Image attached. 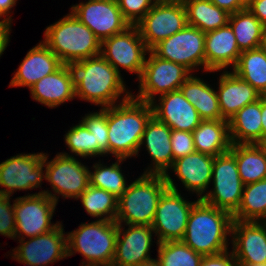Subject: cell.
I'll list each match as a JSON object with an SVG mask.
<instances>
[{
    "instance_id": "6da1fadb",
    "label": "cell",
    "mask_w": 266,
    "mask_h": 266,
    "mask_svg": "<svg viewBox=\"0 0 266 266\" xmlns=\"http://www.w3.org/2000/svg\"><path fill=\"white\" fill-rule=\"evenodd\" d=\"M64 65L75 88V98L106 108L132 97L122 75L100 54Z\"/></svg>"
},
{
    "instance_id": "7a4b0ae2",
    "label": "cell",
    "mask_w": 266,
    "mask_h": 266,
    "mask_svg": "<svg viewBox=\"0 0 266 266\" xmlns=\"http://www.w3.org/2000/svg\"><path fill=\"white\" fill-rule=\"evenodd\" d=\"M152 116L151 103L133 97L107 107L109 156L112 154L115 159L138 157L142 135Z\"/></svg>"
},
{
    "instance_id": "3957f363",
    "label": "cell",
    "mask_w": 266,
    "mask_h": 266,
    "mask_svg": "<svg viewBox=\"0 0 266 266\" xmlns=\"http://www.w3.org/2000/svg\"><path fill=\"white\" fill-rule=\"evenodd\" d=\"M233 215L201 199L193 206L181 241L195 252L215 255L229 250Z\"/></svg>"
},
{
    "instance_id": "277c9868",
    "label": "cell",
    "mask_w": 266,
    "mask_h": 266,
    "mask_svg": "<svg viewBox=\"0 0 266 266\" xmlns=\"http://www.w3.org/2000/svg\"><path fill=\"white\" fill-rule=\"evenodd\" d=\"M42 42L63 64L100 54L101 41L71 11L46 27Z\"/></svg>"
},
{
    "instance_id": "5b68a950",
    "label": "cell",
    "mask_w": 266,
    "mask_h": 266,
    "mask_svg": "<svg viewBox=\"0 0 266 266\" xmlns=\"http://www.w3.org/2000/svg\"><path fill=\"white\" fill-rule=\"evenodd\" d=\"M67 234V257L80 253V266H112L115 255L118 223L95 220L81 223Z\"/></svg>"
},
{
    "instance_id": "8992f818",
    "label": "cell",
    "mask_w": 266,
    "mask_h": 266,
    "mask_svg": "<svg viewBox=\"0 0 266 266\" xmlns=\"http://www.w3.org/2000/svg\"><path fill=\"white\" fill-rule=\"evenodd\" d=\"M168 188L164 175L143 174L118 198L116 222L125 225L151 226L158 201Z\"/></svg>"
},
{
    "instance_id": "52a82bcc",
    "label": "cell",
    "mask_w": 266,
    "mask_h": 266,
    "mask_svg": "<svg viewBox=\"0 0 266 266\" xmlns=\"http://www.w3.org/2000/svg\"><path fill=\"white\" fill-rule=\"evenodd\" d=\"M165 179L168 188L161 195L156 209L152 228L153 236H157V243L168 241H181L186 230L188 218L193 206L200 200L187 201L178 191L176 180H173L170 172ZM171 176V177H170Z\"/></svg>"
},
{
    "instance_id": "ba28073f",
    "label": "cell",
    "mask_w": 266,
    "mask_h": 266,
    "mask_svg": "<svg viewBox=\"0 0 266 266\" xmlns=\"http://www.w3.org/2000/svg\"><path fill=\"white\" fill-rule=\"evenodd\" d=\"M48 157L49 154L45 153V180L50 183L54 194L48 189L39 193H45L57 204L59 196L77 200L90 185L89 167L75 156L59 152L50 161Z\"/></svg>"
},
{
    "instance_id": "9c48e42d",
    "label": "cell",
    "mask_w": 266,
    "mask_h": 266,
    "mask_svg": "<svg viewBox=\"0 0 266 266\" xmlns=\"http://www.w3.org/2000/svg\"><path fill=\"white\" fill-rule=\"evenodd\" d=\"M191 74L183 65L159 58L149 50L142 74L137 80L138 94L132 93V97L151 103L159 94L179 90Z\"/></svg>"
},
{
    "instance_id": "30bf717a",
    "label": "cell",
    "mask_w": 266,
    "mask_h": 266,
    "mask_svg": "<svg viewBox=\"0 0 266 266\" xmlns=\"http://www.w3.org/2000/svg\"><path fill=\"white\" fill-rule=\"evenodd\" d=\"M211 185L212 189L201 200L233 215L239 208L244 183L235 156L230 151L215 157Z\"/></svg>"
},
{
    "instance_id": "8fae6325",
    "label": "cell",
    "mask_w": 266,
    "mask_h": 266,
    "mask_svg": "<svg viewBox=\"0 0 266 266\" xmlns=\"http://www.w3.org/2000/svg\"><path fill=\"white\" fill-rule=\"evenodd\" d=\"M56 206L57 203L45 193H28L15 198V240L35 237L53 230L60 223L51 222Z\"/></svg>"
},
{
    "instance_id": "7c38bea8",
    "label": "cell",
    "mask_w": 266,
    "mask_h": 266,
    "mask_svg": "<svg viewBox=\"0 0 266 266\" xmlns=\"http://www.w3.org/2000/svg\"><path fill=\"white\" fill-rule=\"evenodd\" d=\"M149 49L140 36L136 25L101 41L100 55L120 74L121 70L134 73L137 80L142 74ZM120 67V68H119Z\"/></svg>"
},
{
    "instance_id": "4fadbf2b",
    "label": "cell",
    "mask_w": 266,
    "mask_h": 266,
    "mask_svg": "<svg viewBox=\"0 0 266 266\" xmlns=\"http://www.w3.org/2000/svg\"><path fill=\"white\" fill-rule=\"evenodd\" d=\"M45 153H19L0 163V194L41 188L45 180ZM4 187V188H3ZM3 188V189H2Z\"/></svg>"
},
{
    "instance_id": "5bb4252c",
    "label": "cell",
    "mask_w": 266,
    "mask_h": 266,
    "mask_svg": "<svg viewBox=\"0 0 266 266\" xmlns=\"http://www.w3.org/2000/svg\"><path fill=\"white\" fill-rule=\"evenodd\" d=\"M151 51L159 58L183 65L192 74L199 67L205 72V33L196 27L187 25Z\"/></svg>"
},
{
    "instance_id": "9a60e30c",
    "label": "cell",
    "mask_w": 266,
    "mask_h": 266,
    "mask_svg": "<svg viewBox=\"0 0 266 266\" xmlns=\"http://www.w3.org/2000/svg\"><path fill=\"white\" fill-rule=\"evenodd\" d=\"M62 221L51 231L28 240L18 239L19 246L12 249L11 259L26 266H47L67 258V232Z\"/></svg>"
},
{
    "instance_id": "2e32d148",
    "label": "cell",
    "mask_w": 266,
    "mask_h": 266,
    "mask_svg": "<svg viewBox=\"0 0 266 266\" xmlns=\"http://www.w3.org/2000/svg\"><path fill=\"white\" fill-rule=\"evenodd\" d=\"M187 25V14L182 0L173 4L153 5L136 24L149 50Z\"/></svg>"
},
{
    "instance_id": "e0dca14e",
    "label": "cell",
    "mask_w": 266,
    "mask_h": 266,
    "mask_svg": "<svg viewBox=\"0 0 266 266\" xmlns=\"http://www.w3.org/2000/svg\"><path fill=\"white\" fill-rule=\"evenodd\" d=\"M71 12L103 41L123 32L130 24L124 19L117 0H88L72 5Z\"/></svg>"
},
{
    "instance_id": "ac0fdd59",
    "label": "cell",
    "mask_w": 266,
    "mask_h": 266,
    "mask_svg": "<svg viewBox=\"0 0 266 266\" xmlns=\"http://www.w3.org/2000/svg\"><path fill=\"white\" fill-rule=\"evenodd\" d=\"M230 239L237 264L266 263V222L233 219Z\"/></svg>"
},
{
    "instance_id": "d6986e66",
    "label": "cell",
    "mask_w": 266,
    "mask_h": 266,
    "mask_svg": "<svg viewBox=\"0 0 266 266\" xmlns=\"http://www.w3.org/2000/svg\"><path fill=\"white\" fill-rule=\"evenodd\" d=\"M124 225V226H123ZM118 223L115 255L112 266H137L152 259L153 228L148 225H126Z\"/></svg>"
},
{
    "instance_id": "ffe728a7",
    "label": "cell",
    "mask_w": 266,
    "mask_h": 266,
    "mask_svg": "<svg viewBox=\"0 0 266 266\" xmlns=\"http://www.w3.org/2000/svg\"><path fill=\"white\" fill-rule=\"evenodd\" d=\"M158 97L151 102L153 115L172 130L193 132L203 121L180 89Z\"/></svg>"
},
{
    "instance_id": "44dd1931",
    "label": "cell",
    "mask_w": 266,
    "mask_h": 266,
    "mask_svg": "<svg viewBox=\"0 0 266 266\" xmlns=\"http://www.w3.org/2000/svg\"><path fill=\"white\" fill-rule=\"evenodd\" d=\"M172 129L159 121L154 115L147 122L138 149V154L144 145L151 157V164L143 174L165 175L172 167L174 158L171 147Z\"/></svg>"
},
{
    "instance_id": "7402d4cb",
    "label": "cell",
    "mask_w": 266,
    "mask_h": 266,
    "mask_svg": "<svg viewBox=\"0 0 266 266\" xmlns=\"http://www.w3.org/2000/svg\"><path fill=\"white\" fill-rule=\"evenodd\" d=\"M215 157L201 152H194L174 160L169 171L178 177L185 190L195 193L202 199L211 186Z\"/></svg>"
},
{
    "instance_id": "603a6c76",
    "label": "cell",
    "mask_w": 266,
    "mask_h": 266,
    "mask_svg": "<svg viewBox=\"0 0 266 266\" xmlns=\"http://www.w3.org/2000/svg\"><path fill=\"white\" fill-rule=\"evenodd\" d=\"M240 51L233 29L225 26L205 33V72L214 73L233 69Z\"/></svg>"
},
{
    "instance_id": "cb8c5ba5",
    "label": "cell",
    "mask_w": 266,
    "mask_h": 266,
    "mask_svg": "<svg viewBox=\"0 0 266 266\" xmlns=\"http://www.w3.org/2000/svg\"><path fill=\"white\" fill-rule=\"evenodd\" d=\"M63 63L42 42L29 49L19 68L14 72L9 87H28L57 71Z\"/></svg>"
},
{
    "instance_id": "d4e9b609",
    "label": "cell",
    "mask_w": 266,
    "mask_h": 266,
    "mask_svg": "<svg viewBox=\"0 0 266 266\" xmlns=\"http://www.w3.org/2000/svg\"><path fill=\"white\" fill-rule=\"evenodd\" d=\"M216 93L222 117L229 120L244 106L259 100L262 95L233 71H223L218 78Z\"/></svg>"
},
{
    "instance_id": "484cf974",
    "label": "cell",
    "mask_w": 266,
    "mask_h": 266,
    "mask_svg": "<svg viewBox=\"0 0 266 266\" xmlns=\"http://www.w3.org/2000/svg\"><path fill=\"white\" fill-rule=\"evenodd\" d=\"M29 89L33 100L51 109L75 99V88L72 86L69 72L64 64Z\"/></svg>"
},
{
    "instance_id": "4316f807",
    "label": "cell",
    "mask_w": 266,
    "mask_h": 266,
    "mask_svg": "<svg viewBox=\"0 0 266 266\" xmlns=\"http://www.w3.org/2000/svg\"><path fill=\"white\" fill-rule=\"evenodd\" d=\"M261 116V98L235 113L228 120L232 144H258L263 139Z\"/></svg>"
},
{
    "instance_id": "83f0119b",
    "label": "cell",
    "mask_w": 266,
    "mask_h": 266,
    "mask_svg": "<svg viewBox=\"0 0 266 266\" xmlns=\"http://www.w3.org/2000/svg\"><path fill=\"white\" fill-rule=\"evenodd\" d=\"M192 135L196 152L216 157L230 151L232 142L229 123L225 119L203 120Z\"/></svg>"
},
{
    "instance_id": "f1b7e54d",
    "label": "cell",
    "mask_w": 266,
    "mask_h": 266,
    "mask_svg": "<svg viewBox=\"0 0 266 266\" xmlns=\"http://www.w3.org/2000/svg\"><path fill=\"white\" fill-rule=\"evenodd\" d=\"M184 97L194 106L202 120L224 119L219 109L215 88L194 73L180 87Z\"/></svg>"
},
{
    "instance_id": "f546056e",
    "label": "cell",
    "mask_w": 266,
    "mask_h": 266,
    "mask_svg": "<svg viewBox=\"0 0 266 266\" xmlns=\"http://www.w3.org/2000/svg\"><path fill=\"white\" fill-rule=\"evenodd\" d=\"M230 152L244 185L266 179V153L258 144H232Z\"/></svg>"
},
{
    "instance_id": "4dcf8cb0",
    "label": "cell",
    "mask_w": 266,
    "mask_h": 266,
    "mask_svg": "<svg viewBox=\"0 0 266 266\" xmlns=\"http://www.w3.org/2000/svg\"><path fill=\"white\" fill-rule=\"evenodd\" d=\"M186 9L187 23L204 33L216 30L228 23L229 13L210 0H182Z\"/></svg>"
},
{
    "instance_id": "1f68e13d",
    "label": "cell",
    "mask_w": 266,
    "mask_h": 266,
    "mask_svg": "<svg viewBox=\"0 0 266 266\" xmlns=\"http://www.w3.org/2000/svg\"><path fill=\"white\" fill-rule=\"evenodd\" d=\"M228 23L233 29L241 52L260 47L265 26L247 8L229 15Z\"/></svg>"
},
{
    "instance_id": "d6a6232c",
    "label": "cell",
    "mask_w": 266,
    "mask_h": 266,
    "mask_svg": "<svg viewBox=\"0 0 266 266\" xmlns=\"http://www.w3.org/2000/svg\"><path fill=\"white\" fill-rule=\"evenodd\" d=\"M232 71L261 95L266 92V53L260 47L243 51Z\"/></svg>"
},
{
    "instance_id": "836d02e7",
    "label": "cell",
    "mask_w": 266,
    "mask_h": 266,
    "mask_svg": "<svg viewBox=\"0 0 266 266\" xmlns=\"http://www.w3.org/2000/svg\"><path fill=\"white\" fill-rule=\"evenodd\" d=\"M233 219L266 222V179L244 185L241 202Z\"/></svg>"
},
{
    "instance_id": "e575fe53",
    "label": "cell",
    "mask_w": 266,
    "mask_h": 266,
    "mask_svg": "<svg viewBox=\"0 0 266 266\" xmlns=\"http://www.w3.org/2000/svg\"><path fill=\"white\" fill-rule=\"evenodd\" d=\"M126 159L116 158L111 165L101 163V160L92 166L94 171L89 170L90 185L101 188L119 198L128 186L127 178L122 173L121 164Z\"/></svg>"
},
{
    "instance_id": "d590c367",
    "label": "cell",
    "mask_w": 266,
    "mask_h": 266,
    "mask_svg": "<svg viewBox=\"0 0 266 266\" xmlns=\"http://www.w3.org/2000/svg\"><path fill=\"white\" fill-rule=\"evenodd\" d=\"M77 200L82 203L86 213L91 217L98 220H116L118 198L110 192L89 185Z\"/></svg>"
},
{
    "instance_id": "8d00e7d4",
    "label": "cell",
    "mask_w": 266,
    "mask_h": 266,
    "mask_svg": "<svg viewBox=\"0 0 266 266\" xmlns=\"http://www.w3.org/2000/svg\"><path fill=\"white\" fill-rule=\"evenodd\" d=\"M157 260L161 266H200L203 255L183 241L157 243Z\"/></svg>"
},
{
    "instance_id": "74e56055",
    "label": "cell",
    "mask_w": 266,
    "mask_h": 266,
    "mask_svg": "<svg viewBox=\"0 0 266 266\" xmlns=\"http://www.w3.org/2000/svg\"><path fill=\"white\" fill-rule=\"evenodd\" d=\"M81 122L93 134V157L109 155L107 107L97 112H89L81 117ZM108 154V155H107Z\"/></svg>"
},
{
    "instance_id": "f35d334b",
    "label": "cell",
    "mask_w": 266,
    "mask_h": 266,
    "mask_svg": "<svg viewBox=\"0 0 266 266\" xmlns=\"http://www.w3.org/2000/svg\"><path fill=\"white\" fill-rule=\"evenodd\" d=\"M65 145L70 153L60 152L67 156H78L82 159L93 158V134L88 131L86 126L79 121L77 125H73L64 135ZM74 153V154H73Z\"/></svg>"
},
{
    "instance_id": "ab89813d",
    "label": "cell",
    "mask_w": 266,
    "mask_h": 266,
    "mask_svg": "<svg viewBox=\"0 0 266 266\" xmlns=\"http://www.w3.org/2000/svg\"><path fill=\"white\" fill-rule=\"evenodd\" d=\"M117 3L130 25H136L153 6L150 0H117Z\"/></svg>"
},
{
    "instance_id": "60d3db41",
    "label": "cell",
    "mask_w": 266,
    "mask_h": 266,
    "mask_svg": "<svg viewBox=\"0 0 266 266\" xmlns=\"http://www.w3.org/2000/svg\"><path fill=\"white\" fill-rule=\"evenodd\" d=\"M10 196L0 194V235L15 239L14 202Z\"/></svg>"
},
{
    "instance_id": "b9f144b4",
    "label": "cell",
    "mask_w": 266,
    "mask_h": 266,
    "mask_svg": "<svg viewBox=\"0 0 266 266\" xmlns=\"http://www.w3.org/2000/svg\"><path fill=\"white\" fill-rule=\"evenodd\" d=\"M171 147L174 160L195 152L192 132L172 130Z\"/></svg>"
},
{
    "instance_id": "7bdbcfd3",
    "label": "cell",
    "mask_w": 266,
    "mask_h": 266,
    "mask_svg": "<svg viewBox=\"0 0 266 266\" xmlns=\"http://www.w3.org/2000/svg\"><path fill=\"white\" fill-rule=\"evenodd\" d=\"M200 266H238L232 251L203 256Z\"/></svg>"
},
{
    "instance_id": "ee69618b",
    "label": "cell",
    "mask_w": 266,
    "mask_h": 266,
    "mask_svg": "<svg viewBox=\"0 0 266 266\" xmlns=\"http://www.w3.org/2000/svg\"><path fill=\"white\" fill-rule=\"evenodd\" d=\"M219 8L225 10L229 14L248 8V0H210Z\"/></svg>"
},
{
    "instance_id": "f6af8a7d",
    "label": "cell",
    "mask_w": 266,
    "mask_h": 266,
    "mask_svg": "<svg viewBox=\"0 0 266 266\" xmlns=\"http://www.w3.org/2000/svg\"><path fill=\"white\" fill-rule=\"evenodd\" d=\"M248 9L266 27V0H248Z\"/></svg>"
},
{
    "instance_id": "bcb514c9",
    "label": "cell",
    "mask_w": 266,
    "mask_h": 266,
    "mask_svg": "<svg viewBox=\"0 0 266 266\" xmlns=\"http://www.w3.org/2000/svg\"><path fill=\"white\" fill-rule=\"evenodd\" d=\"M12 23H0V57L10 42Z\"/></svg>"
},
{
    "instance_id": "7dc6e473",
    "label": "cell",
    "mask_w": 266,
    "mask_h": 266,
    "mask_svg": "<svg viewBox=\"0 0 266 266\" xmlns=\"http://www.w3.org/2000/svg\"><path fill=\"white\" fill-rule=\"evenodd\" d=\"M18 0H0V13L8 21L12 22L11 10L16 6Z\"/></svg>"
},
{
    "instance_id": "c3c4849f",
    "label": "cell",
    "mask_w": 266,
    "mask_h": 266,
    "mask_svg": "<svg viewBox=\"0 0 266 266\" xmlns=\"http://www.w3.org/2000/svg\"><path fill=\"white\" fill-rule=\"evenodd\" d=\"M261 123L263 137L266 136V101L261 97Z\"/></svg>"
},
{
    "instance_id": "681fc988",
    "label": "cell",
    "mask_w": 266,
    "mask_h": 266,
    "mask_svg": "<svg viewBox=\"0 0 266 266\" xmlns=\"http://www.w3.org/2000/svg\"><path fill=\"white\" fill-rule=\"evenodd\" d=\"M137 266H161L157 258H152L148 261L142 262Z\"/></svg>"
},
{
    "instance_id": "f907efd6",
    "label": "cell",
    "mask_w": 266,
    "mask_h": 266,
    "mask_svg": "<svg viewBox=\"0 0 266 266\" xmlns=\"http://www.w3.org/2000/svg\"><path fill=\"white\" fill-rule=\"evenodd\" d=\"M181 0H150L153 5L173 4Z\"/></svg>"
},
{
    "instance_id": "816d5d0a",
    "label": "cell",
    "mask_w": 266,
    "mask_h": 266,
    "mask_svg": "<svg viewBox=\"0 0 266 266\" xmlns=\"http://www.w3.org/2000/svg\"><path fill=\"white\" fill-rule=\"evenodd\" d=\"M260 48L266 53V28L263 32V36L261 38Z\"/></svg>"
},
{
    "instance_id": "f5cc1de1",
    "label": "cell",
    "mask_w": 266,
    "mask_h": 266,
    "mask_svg": "<svg viewBox=\"0 0 266 266\" xmlns=\"http://www.w3.org/2000/svg\"><path fill=\"white\" fill-rule=\"evenodd\" d=\"M258 145L264 150L266 153V136L263 137V139L258 143Z\"/></svg>"
},
{
    "instance_id": "db71d44e",
    "label": "cell",
    "mask_w": 266,
    "mask_h": 266,
    "mask_svg": "<svg viewBox=\"0 0 266 266\" xmlns=\"http://www.w3.org/2000/svg\"><path fill=\"white\" fill-rule=\"evenodd\" d=\"M238 266H266V263H260V264H238Z\"/></svg>"
},
{
    "instance_id": "11a10c76",
    "label": "cell",
    "mask_w": 266,
    "mask_h": 266,
    "mask_svg": "<svg viewBox=\"0 0 266 266\" xmlns=\"http://www.w3.org/2000/svg\"><path fill=\"white\" fill-rule=\"evenodd\" d=\"M4 16L0 13V23H12L8 21L6 18H3Z\"/></svg>"
},
{
    "instance_id": "9f6ffc18",
    "label": "cell",
    "mask_w": 266,
    "mask_h": 266,
    "mask_svg": "<svg viewBox=\"0 0 266 266\" xmlns=\"http://www.w3.org/2000/svg\"><path fill=\"white\" fill-rule=\"evenodd\" d=\"M262 98L266 101V92L262 95Z\"/></svg>"
}]
</instances>
